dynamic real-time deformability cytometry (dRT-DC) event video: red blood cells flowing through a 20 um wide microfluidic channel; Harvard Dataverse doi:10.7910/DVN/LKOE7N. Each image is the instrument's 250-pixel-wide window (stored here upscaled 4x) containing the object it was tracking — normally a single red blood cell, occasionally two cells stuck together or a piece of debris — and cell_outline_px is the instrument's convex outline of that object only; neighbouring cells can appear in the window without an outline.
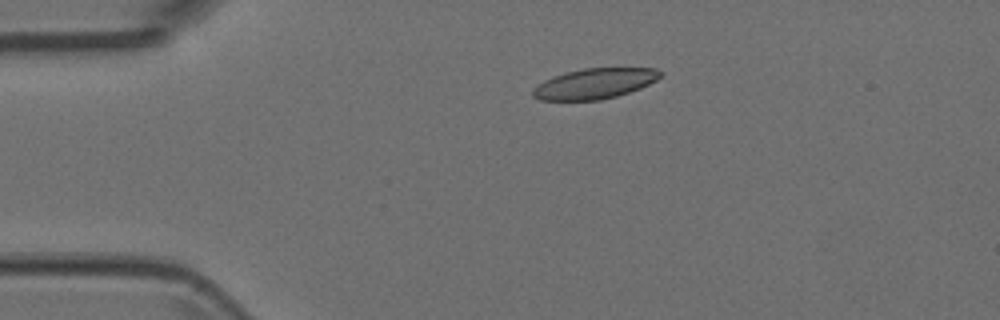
{"species": "Egyptian fruit bat (a non-hibernating species)", "species_latin": "Rousettus aegyptiacus", "temperature_condition": "room temperature", "stored_images_in_passage": 5, "camera_frame_rate_fps": 3000, "um_per_image_px": 0.085, "animal": {"sex": "female"}, "frame": {"image": 1, "passage_image": 3, "time_ms": 0.667, "image_size_px": [1000, 320], "cell_outline_px": [[664, 72], [656, 80], [640, 88], [616, 96], [600, 100], [540, 100], [532, 96], [532, 88], [544, 80], [568, 72], [584, 68], [656, 68]], "centroid_in_image_um": [50.54, 7.11], "position_along_channel_um": 34.5, "area_um2": 22.43}}
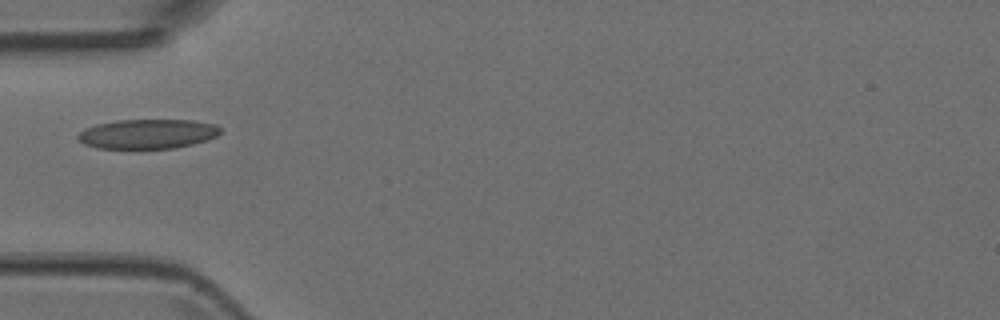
{"frame": {"image": 2, "passage_image": 4, "time_ms": 1.0, "image_size_px": [1000, 320], "cell_outline_px": [[220, 132], [216, 136], [208, 140], [176, 148], [96, 148], [84, 144], [76, 136], [84, 128], [96, 124], [116, 120], [192, 120], [216, 124], [220, 128]], "centroid_in_image_um": [12.54, 11.38], "position_along_channel_um": 72.5, "area_um2": 24.57}}
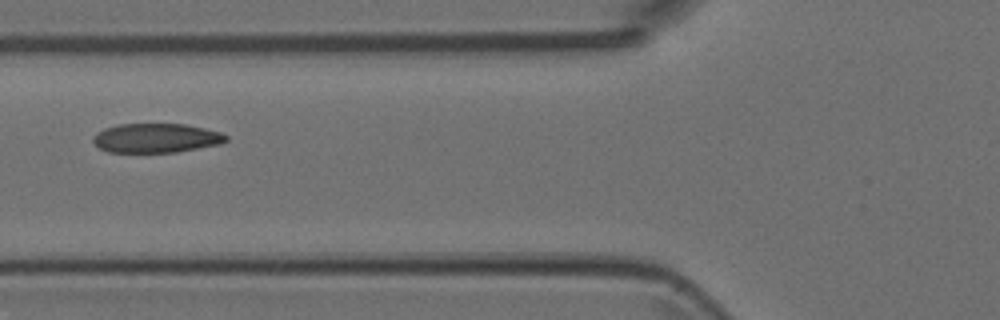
{"frame": {"image": 3, "passage_image": 5, "time_ms": 1.333, "image_size_px": [1000, 320], "cell_outline_px": [[228, 140], [220, 144], [176, 152], [108, 152], [100, 148], [92, 140], [92, 136], [96, 132], [104, 128], [116, 124], [184, 124], [204, 128], [220, 132], [228, 136]], "centroid_in_image_um": [13.25, 11.73], "position_along_channel_um": 112.6, "area_um2": 22.72}}